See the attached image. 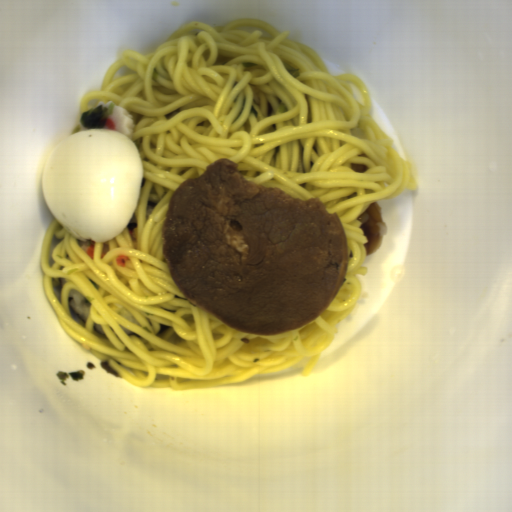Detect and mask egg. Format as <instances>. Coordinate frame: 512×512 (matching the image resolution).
Segmentation results:
<instances>
[{
    "label": "egg",
    "instance_id": "obj_1",
    "mask_svg": "<svg viewBox=\"0 0 512 512\" xmlns=\"http://www.w3.org/2000/svg\"><path fill=\"white\" fill-rule=\"evenodd\" d=\"M144 166L136 143L116 129L83 128L46 157L42 197L78 240L109 242L129 225L141 195Z\"/></svg>",
    "mask_w": 512,
    "mask_h": 512
}]
</instances>
